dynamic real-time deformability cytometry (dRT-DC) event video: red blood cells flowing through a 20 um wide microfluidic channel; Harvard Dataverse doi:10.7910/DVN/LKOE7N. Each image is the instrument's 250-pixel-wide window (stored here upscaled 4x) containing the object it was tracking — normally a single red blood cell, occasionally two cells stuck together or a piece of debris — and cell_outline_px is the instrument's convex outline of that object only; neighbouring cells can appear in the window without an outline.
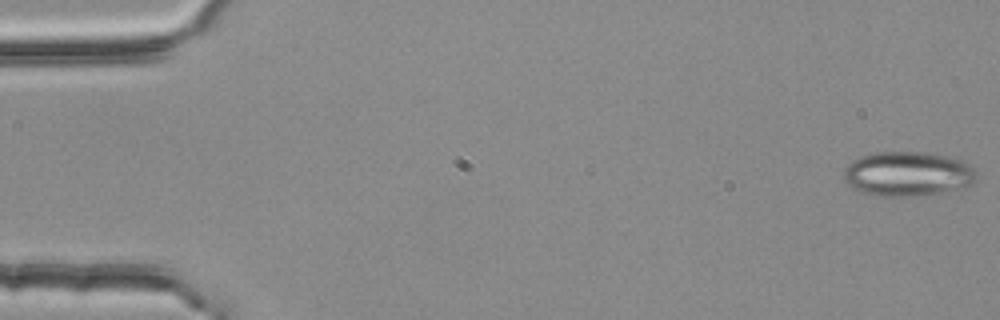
{"species": "common noctule bat (a hibernating species)", "species_latin": "Nyctalus noctula", "temperature_condition": "room temperature", "stored_images_in_passage": 4, "camera_frame_rate_fps": 3000, "um_per_image_px": 0.085, "animal": {"sex": "female", "body_mass_g": 25.1}, "frame": {"image": 1, "passage_image": 1, "time_ms": 0.0, "image_size_px": [1000, 320], "cell_outline_px": [[976, 180], [972, 184], [964, 188], [916, 196], [876, 196], [860, 192], [844, 184], [844, 168], [852, 160], [860, 156], [876, 152], [924, 152], [948, 156], [964, 160], [976, 172]], "centroid_in_image_um": [77.13, 14.78], "position_along_channel_um": 7.9, "area_um2": 34.91}}